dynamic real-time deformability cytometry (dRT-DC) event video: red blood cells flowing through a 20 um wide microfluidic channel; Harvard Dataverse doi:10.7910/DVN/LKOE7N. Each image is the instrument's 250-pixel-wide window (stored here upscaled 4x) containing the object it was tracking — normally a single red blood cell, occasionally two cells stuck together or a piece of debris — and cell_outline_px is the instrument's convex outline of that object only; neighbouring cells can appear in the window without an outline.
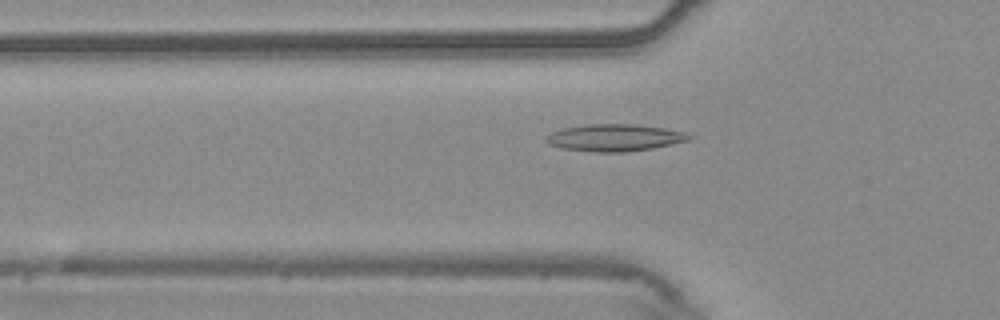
{"species": "common noctule bat (a hibernating species)", "species_latin": "Nyctalus noctula", "temperature_condition": "warm", "stored_images_in_passage": 48, "camera_frame_rate_fps": 3000, "um_per_image_px": 0.085, "animal": {"sex": "male", "body_mass_g": 20.4}, "frame": {"image": 1, "passage_image": 12, "time_ms": 3.667, "image_size_px": [1000, 320], "cell_outline_px": [[692, 140], [652, 148], [628, 152], [596, 152], [564, 148], [548, 144], [544, 140], [544, 136], [552, 132], [564, 128], [588, 124], [636, 124], [664, 128], [688, 132], [692, 136]], "centroid_in_image_um": [52.28, 11.7], "position_along_channel_um": 73.5, "area_um2": 22.66}}
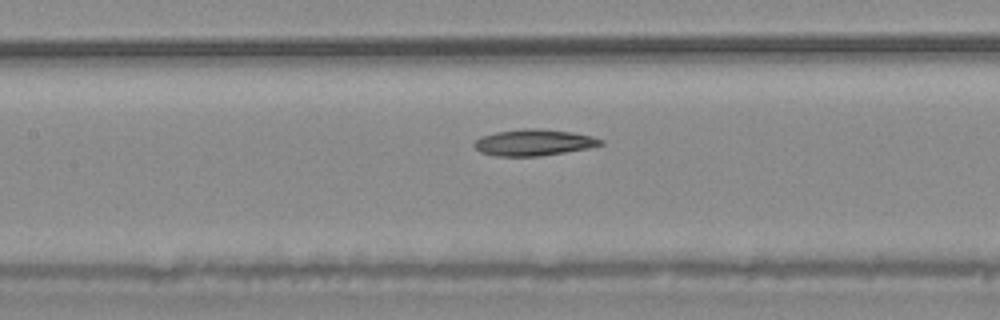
{"frame": {"image": 2, "passage_image": 19, "time_ms": 6.0, "image_size_px": [1000, 320], "cell_outline_px": [[604, 144], [588, 148], [540, 156], [496, 156], [480, 152], [472, 144], [480, 136], [496, 132], [524, 128], [540, 128], [572, 132], [592, 136], [604, 140]], "centroid_in_image_um": [45.36, 12.1], "position_along_channel_um": 162.0, "area_um2": 19.48}}
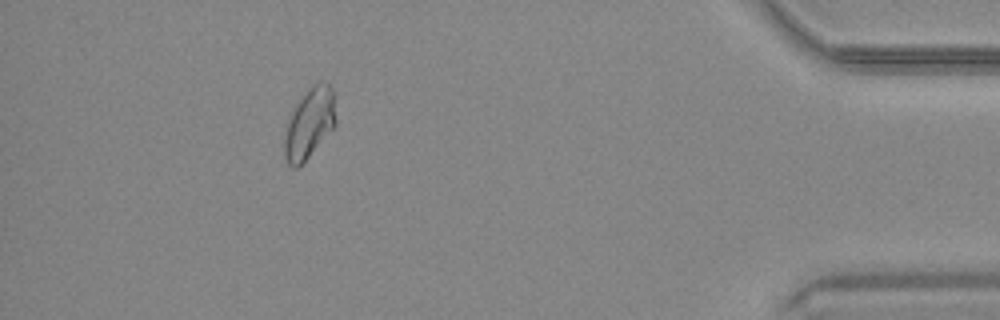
{"frame": {"image": 3, "passage_image": 43, "time_ms": 14.0, "image_size_px": [1000, 320], "cell_outline_px": [[336, 124], [308, 156], [296, 168], [292, 168], [288, 164], [284, 156], [284, 140], [288, 116], [296, 104], [308, 88], [312, 84], [320, 80], [328, 80], [336, 92]], "centroid_in_image_um": [26.33, 10.37], "position_along_channel_um": 408.9, "area_um2": 21.44}}